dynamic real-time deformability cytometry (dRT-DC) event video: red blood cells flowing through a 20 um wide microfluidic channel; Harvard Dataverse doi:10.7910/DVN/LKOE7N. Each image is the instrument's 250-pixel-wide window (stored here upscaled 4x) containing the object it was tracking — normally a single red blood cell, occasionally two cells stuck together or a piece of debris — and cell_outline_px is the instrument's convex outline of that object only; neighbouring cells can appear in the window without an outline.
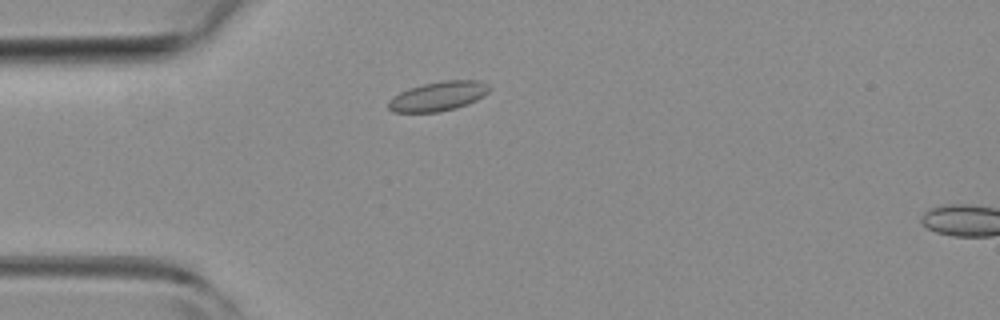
{"species": "common noctule bat (a hibernating species)", "species_latin": "Nyctalus noctula", "temperature_condition": "room temperature", "stored_images_in_passage": 3, "camera_frame_rate_fps": 3000, "um_per_image_px": 0.085, "animal": {"sex": "female", "body_mass_g": 19.3, "forearm_length_mm": 54.1}, "frame": {"image": 1, "passage_image": 1, "time_ms": 0.0, "image_size_px": [1000, 320], "cell_outline_px": [[492, 88], [484, 96], [468, 104], [456, 108], [440, 112], [392, 112], [388, 108], [388, 100], [392, 96], [408, 88], [424, 84], [444, 80], [480, 80], [488, 84]], "centroid_in_image_um": [37.26, 8.17], "position_along_channel_um": 47.7, "area_um2": 17.51}}